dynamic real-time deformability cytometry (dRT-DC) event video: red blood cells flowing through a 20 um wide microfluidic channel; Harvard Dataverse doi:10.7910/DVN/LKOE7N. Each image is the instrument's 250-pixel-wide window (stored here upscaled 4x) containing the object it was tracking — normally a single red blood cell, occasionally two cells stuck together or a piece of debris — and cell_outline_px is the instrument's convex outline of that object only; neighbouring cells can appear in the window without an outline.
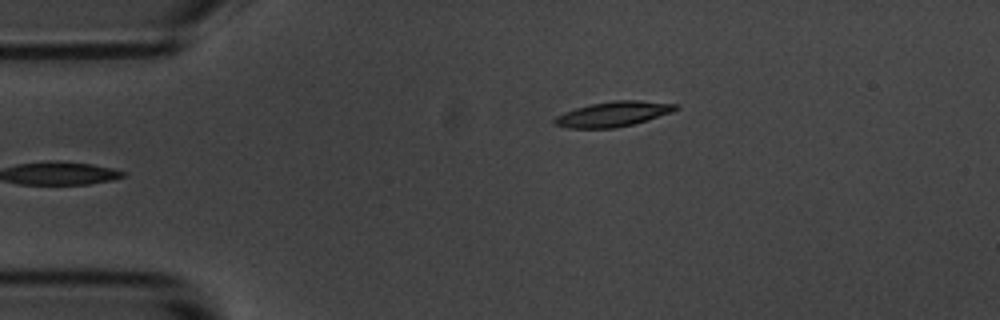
{"species": "common noctule bat (a hibernating species)", "species_latin": "Nyctalus noctula", "temperature_condition": "room temperature", "stored_images_in_passage": 5, "camera_frame_rate_fps": 3000, "um_per_image_px": 0.085, "animal": {"sex": "male", "body_mass_g": 20.1, "forearm_length_mm": 53.5}, "frame": {"image": 1, "passage_image": 5, "time_ms": 5.333, "image_size_px": [1000, 320], "cell_outline_px": [[680, 108], [672, 112], [648, 120], [616, 128], [568, 128], [552, 124], [552, 120], [556, 116], [564, 112], [576, 108], [592, 104], [612, 100], [640, 100], [680, 104]], "centroid_in_image_um": [52.14, 9.69], "position_along_channel_um": 32.9, "area_um2": 17.86}}